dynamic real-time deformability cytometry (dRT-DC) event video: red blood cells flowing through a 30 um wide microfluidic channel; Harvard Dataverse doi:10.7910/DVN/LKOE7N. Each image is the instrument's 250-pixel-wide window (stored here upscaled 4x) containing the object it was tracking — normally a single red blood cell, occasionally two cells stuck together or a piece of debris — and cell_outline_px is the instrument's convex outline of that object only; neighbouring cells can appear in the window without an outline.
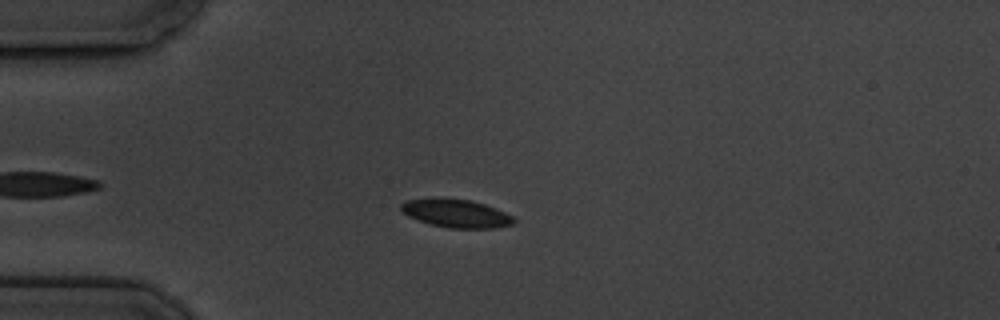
{"species": "common noctule bat (a hibernating species)", "species_latin": "Nyctalus noctula", "temperature_condition": "cold", "stored_images_in_passage": 6, "camera_frame_rate_fps": 3000, "um_per_image_px": 0.085, "animal": {"sex": "male", "body_mass_g": 19.5, "forearm_length_mm": 54.6}, "frame": {"image": 1, "passage_image": 4, "time_ms": 3.333, "image_size_px": [1000, 320], "cell_outline_px": [[516, 220], [512, 224], [496, 228], [448, 228], [432, 224], [408, 216], [400, 212], [400, 204], [408, 200], [440, 196], [468, 200], [484, 204], [496, 208], [512, 216]], "centroid_in_image_um": [38.73, 18.11], "position_along_channel_um": 46.3, "area_um2": 18.73}}